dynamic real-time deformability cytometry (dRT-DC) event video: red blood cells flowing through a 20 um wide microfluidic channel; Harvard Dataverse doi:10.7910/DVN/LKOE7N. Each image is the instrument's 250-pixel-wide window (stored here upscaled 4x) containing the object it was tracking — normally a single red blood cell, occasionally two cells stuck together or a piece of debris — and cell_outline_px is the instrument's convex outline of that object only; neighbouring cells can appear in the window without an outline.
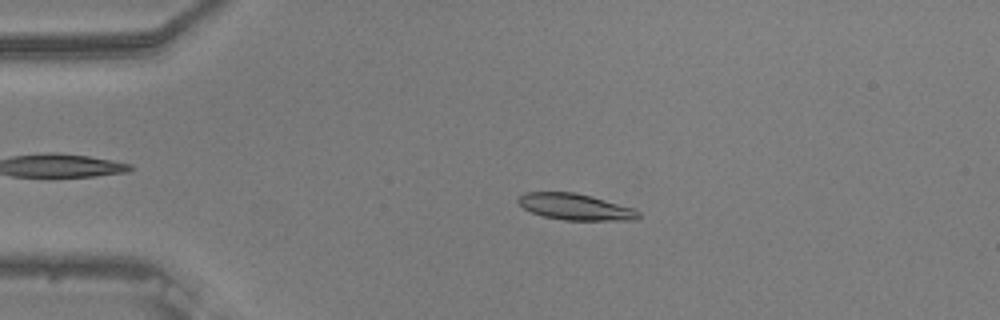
{"species": "common noctule bat (a hibernating species)", "species_latin": "Nyctalus noctula", "temperature_condition": "warm", "stored_images_in_passage": 53, "camera_frame_rate_fps": 3000, "um_per_image_px": 0.085, "animal": {"sex": "male", "body_mass_g": 20.5, "forearm_length_mm": 52.5}, "frame": {"image": 1, "passage_image": 11, "time_ms": 3.333, "image_size_px": [1000, 320], "cell_outline_px": [[640, 216], [636, 220], [564, 220], [544, 216], [532, 212], [524, 208], [516, 200], [524, 192], [576, 192], [592, 196], [632, 208], [640, 212]], "centroid_in_image_um": [48.9, 17.58], "position_along_channel_um": 36.1, "area_um2": 18.32}}
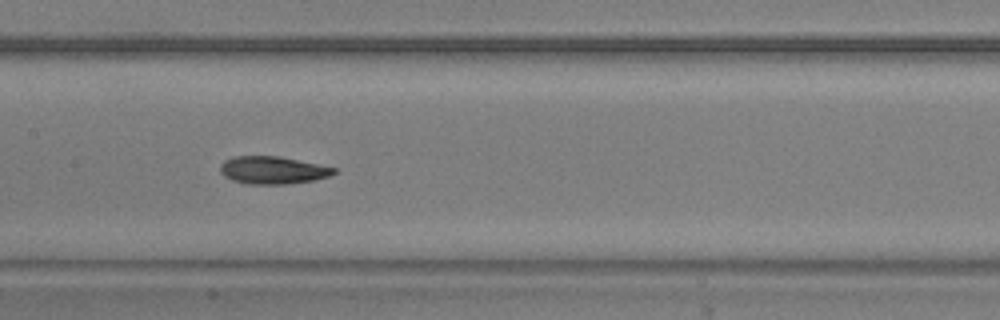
{"frame": {"image": 2, "passage_image": 26, "time_ms": 8.333, "image_size_px": [1000, 320], "cell_outline_px": [[336, 172], [328, 176], [312, 180], [288, 184], [244, 184], [232, 180], [224, 176], [220, 172], [220, 164], [224, 160], [236, 156], [280, 156], [336, 168]], "centroid_in_image_um": [23.14, 14.46], "position_along_channel_um": 184.3, "area_um2": 18.26}}
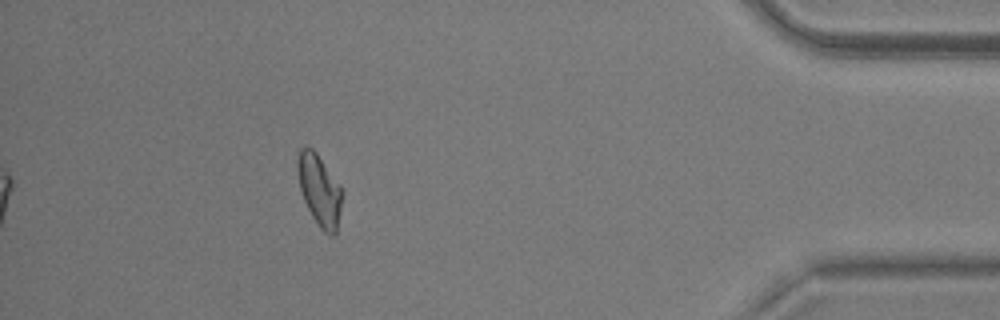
{"frame": {"image": 3, "passage_image": 48, "time_ms": 15.667, "image_size_px": [1000, 320], "cell_outline_px": [[344, 192], [336, 232], [332, 236], [324, 232], [320, 228], [312, 216], [304, 200], [300, 188], [296, 168], [296, 160], [300, 148], [312, 148], [316, 152], [340, 184]], "centroid_in_image_um": [27.16, 16.15], "position_along_channel_um": 408.0, "area_um2": 18.61}, "authors_computed_cell_mechanics": {"area_um2": 18.3226, "velocity_mm_per_s": 3.7294, "shape_relaxation_time_tau1_ms": 5.5965, "shape_relaxation_time_tau2_ms": 3.04, "deformation_change_tau1": 0.144, "deformation_change_tau2": 0.0925}}